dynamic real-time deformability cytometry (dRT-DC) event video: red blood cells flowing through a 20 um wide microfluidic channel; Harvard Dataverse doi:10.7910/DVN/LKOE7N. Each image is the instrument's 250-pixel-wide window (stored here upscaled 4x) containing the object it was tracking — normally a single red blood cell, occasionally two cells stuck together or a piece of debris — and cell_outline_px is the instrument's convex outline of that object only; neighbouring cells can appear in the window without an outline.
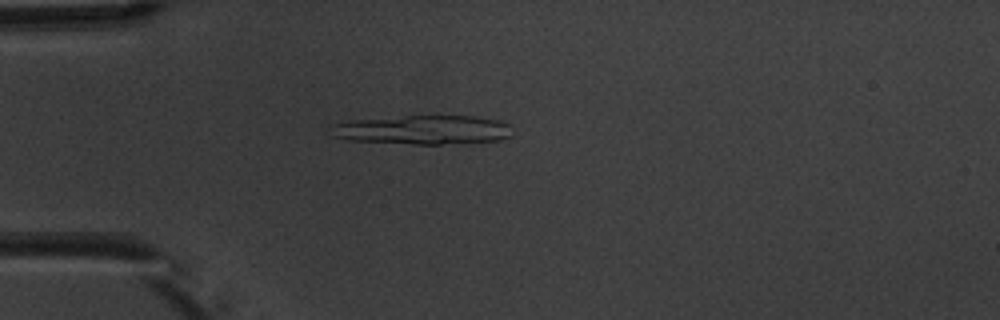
{"species": "common noctule bat (a hibernating species)", "species_latin": "Nyctalus noctula", "temperature_condition": "warm", "stored_images_in_passage": 5, "camera_frame_rate_fps": 3000, "um_per_image_px": 0.085, "animal": {"sex": "male", "body_mass_g": 20.1, "forearm_length_mm": 53.5}, "frame": {"image": 1, "passage_image": 5, "time_ms": 4.667, "image_size_px": [1000, 320], "cell_outline_px": [[512, 136], [500, 140], [440, 144], [416, 144], [348, 140], [332, 136], [328, 128], [328, 124], [348, 120], [436, 112], [476, 116], [500, 120], [508, 124]], "centroid_in_image_um": [35.89, 10.97], "position_along_channel_um": 49.1, "area_um2": 32.43}}